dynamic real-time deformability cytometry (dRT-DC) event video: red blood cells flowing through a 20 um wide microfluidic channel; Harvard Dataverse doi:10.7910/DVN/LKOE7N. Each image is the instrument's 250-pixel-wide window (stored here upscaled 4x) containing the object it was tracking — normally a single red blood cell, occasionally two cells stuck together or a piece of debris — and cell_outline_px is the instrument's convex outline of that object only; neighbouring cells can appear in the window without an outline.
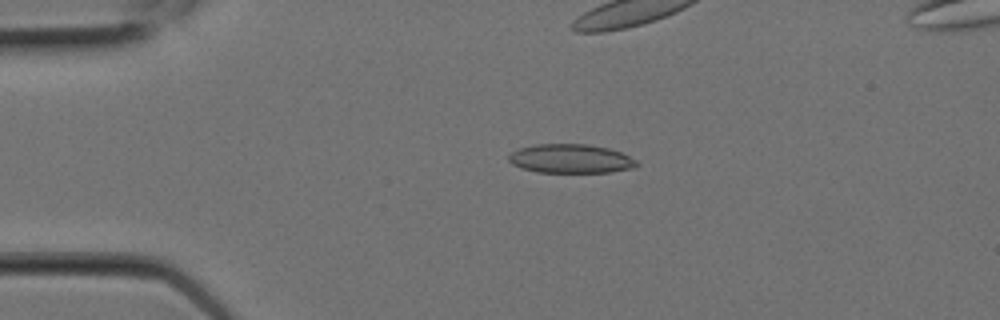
{"species": "Egyptian fruit bat (a non-hibernating species)", "species_latin": "Rousettus aegyptiacus", "temperature_condition": "room temperature", "stored_images_in_passage": 10, "camera_frame_rate_fps": 3000, "um_per_image_px": 0.085, "animal": {"sex": "female"}, "frame": {"image": 1, "passage_image": 4, "time_ms": 1.0, "image_size_px": [1000, 320], "cell_outline_px": [[640, 164], [636, 168], [612, 172], [536, 172], [520, 168], [512, 164], [508, 160], [508, 156], [512, 152], [520, 148], [536, 144], [588, 144], [608, 148], [620, 152], [636, 160]], "centroid_in_image_um": [48.52, 13.49], "position_along_channel_um": 36.5, "area_um2": 21.73}}
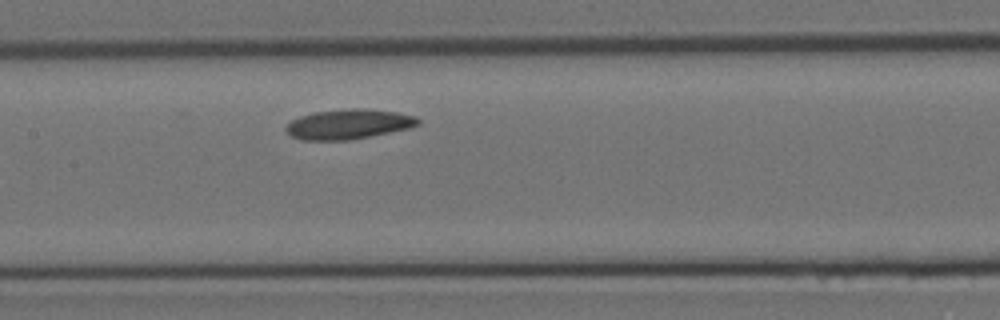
{"frame": {"image": 2, "passage_image": 10, "time_ms": 3.0, "image_size_px": [1000, 320], "cell_outline_px": [[420, 124], [412, 128], [352, 140], [300, 140], [292, 136], [284, 128], [292, 120], [300, 116], [316, 112], [348, 108], [364, 108], [396, 112], [416, 116], [420, 120]], "centroid_in_image_um": [29.67, 10.56], "position_along_channel_um": 177.7, "area_um2": 23.18}}